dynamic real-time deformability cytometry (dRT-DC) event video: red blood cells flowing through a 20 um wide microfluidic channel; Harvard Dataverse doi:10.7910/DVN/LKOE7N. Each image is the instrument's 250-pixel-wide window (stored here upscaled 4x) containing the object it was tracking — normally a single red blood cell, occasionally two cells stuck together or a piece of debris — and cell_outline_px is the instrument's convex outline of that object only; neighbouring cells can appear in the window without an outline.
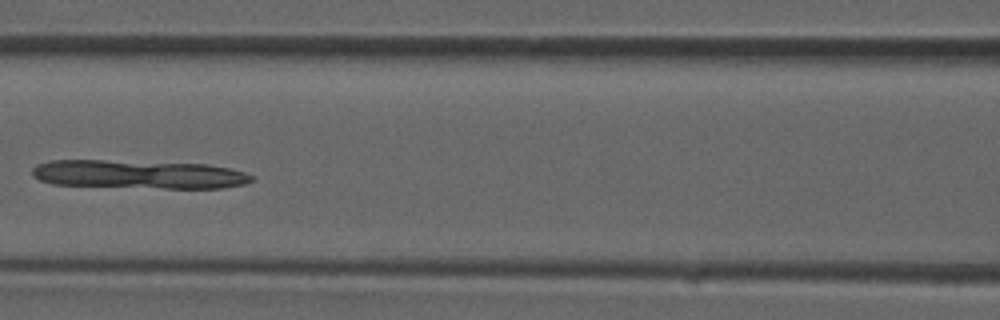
{"species": "common noctule bat (a hibernating species)", "species_latin": "Nyctalus noctula", "temperature_condition": "room temperature", "stored_images_in_passage": 37, "camera_frame_rate_fps": 3000, "um_per_image_px": 0.085, "animal": {"sex": "male", "forearm_length_mm": 52.5}, "frame": {"image": 1, "passage_image": 17, "time_ms": 5.333, "image_size_px": [1000, 320], "cell_outline_px": [[252, 180], [244, 184], [224, 188], [164, 188], [52, 184], [40, 180], [32, 176], [32, 168], [36, 164], [48, 160], [104, 160], [208, 164], [228, 168], [244, 172], [252, 176]], "centroid_in_image_um": [11.74, 14.81], "position_along_channel_um": 154.9, "area_um2": 36.47}}